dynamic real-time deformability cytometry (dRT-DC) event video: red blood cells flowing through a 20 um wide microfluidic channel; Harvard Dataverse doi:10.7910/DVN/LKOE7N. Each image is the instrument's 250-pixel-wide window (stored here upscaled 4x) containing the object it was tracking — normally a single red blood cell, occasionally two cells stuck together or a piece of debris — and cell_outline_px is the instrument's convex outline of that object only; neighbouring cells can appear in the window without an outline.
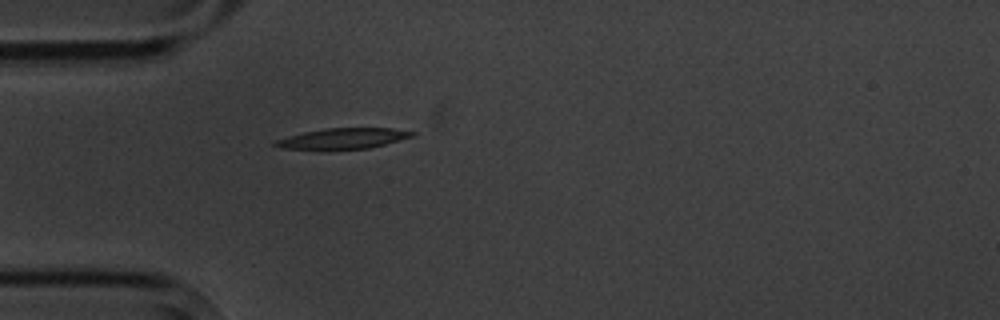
{"species": "common noctule bat (a hibernating species)", "species_latin": "Nyctalus noctula", "temperature_condition": "cold", "stored_images_in_passage": 1, "camera_frame_rate_fps": 3000, "um_per_image_px": 0.085, "animal": {"sex": "male", "body_mass_g": 20.1, "forearm_length_mm": 53.5}, "frame": {"image": 1, "passage_image": 1, "time_ms": 0.0, "image_size_px": [1000, 320], "cell_outline_px": [[416, 136], [368, 148], [280, 148], [272, 144], [276, 140], [288, 136], [304, 132], [324, 128], [392, 128], [416, 132]], "centroid_in_image_um": [29.22, 11.74], "position_along_channel_um": 55.8, "area_um2": 16.01}}